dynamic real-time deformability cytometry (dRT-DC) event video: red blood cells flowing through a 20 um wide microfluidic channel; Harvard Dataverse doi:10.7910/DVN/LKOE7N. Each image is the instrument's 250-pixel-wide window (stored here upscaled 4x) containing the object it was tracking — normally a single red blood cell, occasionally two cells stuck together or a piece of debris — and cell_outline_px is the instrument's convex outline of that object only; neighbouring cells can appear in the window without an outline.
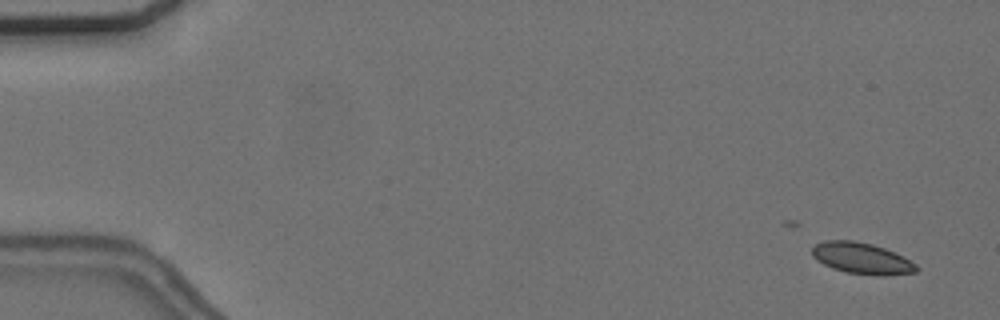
{"species": "common noctule bat (a hibernating species)", "species_latin": "Nyctalus noctula", "temperature_condition": "cold", "stored_images_in_passage": 17, "camera_frame_rate_fps": 3000, "um_per_image_px": 0.085, "animal": {"sex": "female", "body_mass_g": 24.6, "forearm_length_mm": 56.2}, "frame": {"image": 1, "passage_image": 3, "time_ms": 0.667, "image_size_px": [1000, 320], "cell_outline_px": [[920, 268], [916, 272], [884, 276], [880, 276], [848, 272], [832, 268], [816, 260], [812, 256], [812, 248], [816, 244], [824, 240], [852, 240], [872, 244], [884, 248], [904, 256], [916, 264]], "centroid_in_image_um": [73.27, 21.95], "position_along_channel_um": 11.7, "area_um2": 19.07}}